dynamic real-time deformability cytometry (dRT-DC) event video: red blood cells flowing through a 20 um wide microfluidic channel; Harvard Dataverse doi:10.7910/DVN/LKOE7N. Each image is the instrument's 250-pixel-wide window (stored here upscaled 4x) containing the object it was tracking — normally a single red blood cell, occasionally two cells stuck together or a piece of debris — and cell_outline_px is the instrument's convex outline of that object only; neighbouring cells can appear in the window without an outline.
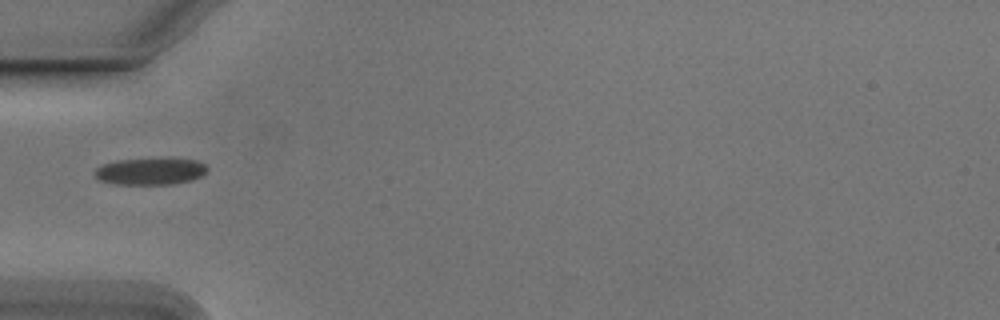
{"species": "Egyptian fruit bat (a non-hibernating species)", "species_latin": "Rousettus aegyptiacus", "temperature_condition": "cold", "stored_images_in_passage": 38, "camera_frame_rate_fps": 3000, "um_per_image_px": 0.085, "animal": {"sex": "male"}, "frame": {"image": 1, "passage_image": 1, "time_ms": 0.0, "image_size_px": [1000, 320], "cell_outline_px": [[208, 172], [192, 180], [172, 184], [116, 184], [100, 180], [92, 172], [100, 164], [116, 160], [196, 160], [204, 164], [208, 168]], "centroid_in_image_um": [12.74, 14.58], "position_along_channel_um": 72.3, "area_um2": 17.22}}
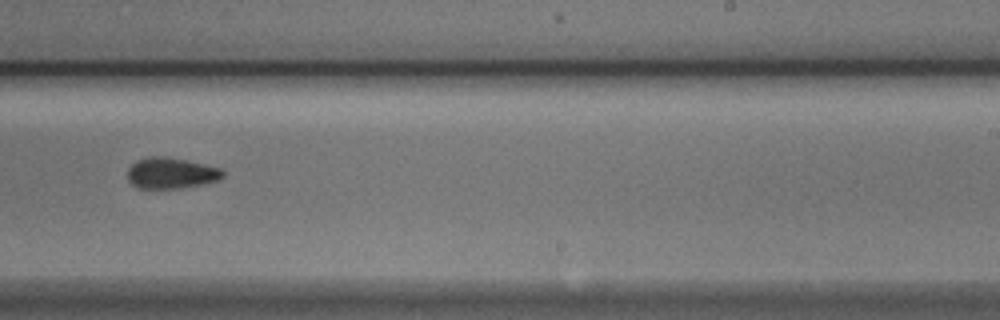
{"frame": {"image": 2, "passage_image": 17, "time_ms": 5.333, "image_size_px": [1000, 320], "cell_outline_px": [[224, 176], [216, 180], [200, 184], [180, 188], [136, 188], [128, 180], [128, 168], [136, 160], [148, 156], [164, 156], [188, 160], [224, 168]], "centroid_in_image_um": [14.54, 14.69], "position_along_channel_um": 274.5, "area_um2": 17.34}}
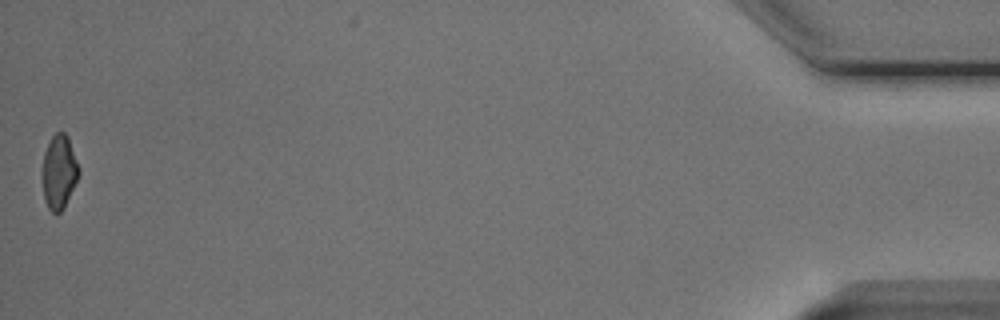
{"frame": {"image": 3, "passage_image": 37, "time_ms": 12.0, "image_size_px": [1000, 320], "cell_outline_px": [[80, 172], [64, 208], [60, 212], [52, 212], [48, 208], [44, 200], [40, 172], [44, 152], [52, 136], [56, 132], [64, 132], [68, 136], [80, 168]], "centroid_in_image_um": [4.99, 14.61], "position_along_channel_um": 430.2, "area_um2": 16.07}, "authors_computed_cell_mechanics": {"area_um2": 17.1377, "velocity_mm_per_s": 3.791, "shape_relaxation_time_tau1_ms": 5.3253, "shape_relaxation_time_tau2_ms": 11.048, "deformation_change_tau1": 0.1121, "deformation_change_tau2": 0.1703}}